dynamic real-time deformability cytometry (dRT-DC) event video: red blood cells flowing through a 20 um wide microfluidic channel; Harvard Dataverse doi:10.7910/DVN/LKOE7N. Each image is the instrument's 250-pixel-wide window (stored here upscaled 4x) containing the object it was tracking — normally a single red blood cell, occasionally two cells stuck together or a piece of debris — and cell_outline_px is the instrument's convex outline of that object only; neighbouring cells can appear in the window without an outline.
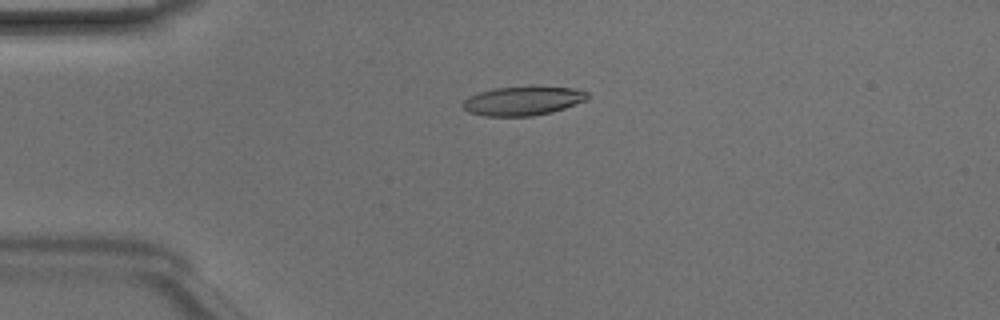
{"species": "Egyptian fruit bat (a non-hibernating species)", "species_latin": "Rousettus aegyptiacus", "temperature_condition": "room temperature", "stored_images_in_passage": 48, "camera_frame_rate_fps": 3000, "um_per_image_px": 0.085, "animal": {"sex": "male"}, "frame": {"image": 1, "passage_image": 12, "time_ms": 3.667, "image_size_px": [1000, 320], "cell_outline_px": [[592, 96], [588, 100], [552, 112], [532, 116], [484, 116], [468, 112], [460, 104], [468, 96], [492, 88], [572, 88], [588, 92]], "centroid_in_image_um": [44.43, 8.6], "position_along_channel_um": 40.6, "area_um2": 20.81}}
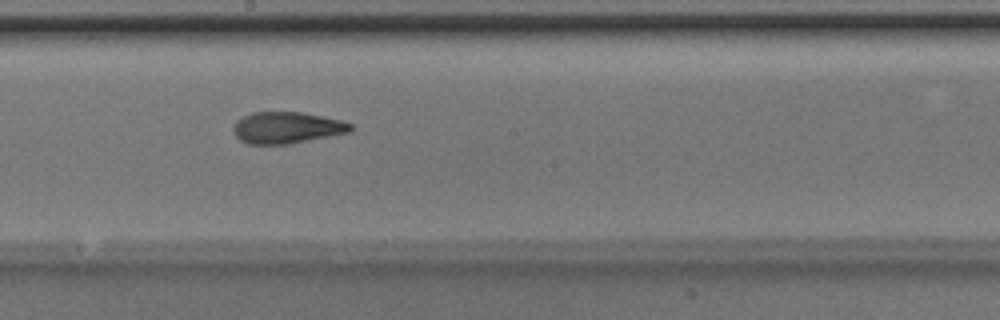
{"frame": {"image": 2, "passage_image": 27, "time_ms": 8.667, "image_size_px": [1000, 320], "cell_outline_px": [[352, 132], [288, 144], [248, 144], [240, 140], [232, 132], [232, 128], [236, 120], [252, 112], [300, 112], [324, 116], [340, 120], [352, 124]], "centroid_in_image_um": [24.37, 10.85], "position_along_channel_um": 223.8, "area_um2": 21.68}}
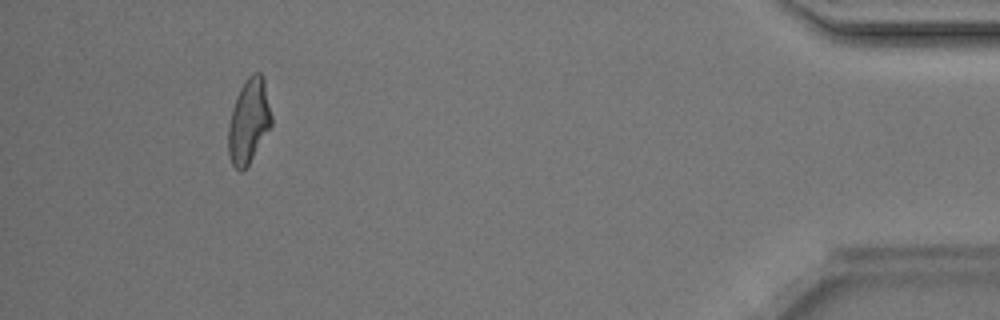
{"frame": {"image": 3, "passage_image": 45, "time_ms": 14.667, "image_size_px": [1000, 320], "cell_outline_px": [[272, 124], [248, 164], [240, 172], [232, 164], [228, 152], [228, 128], [232, 108], [240, 88], [248, 76], [252, 72], [260, 72], [264, 80], [272, 116]], "centroid_in_image_um": [21.14, 10.27], "position_along_channel_um": 414.1, "area_um2": 20.98}, "authors_computed_cell_mechanics": {"area_um2": 21.3571, "velocity_mm_per_s": 4.2272, "shape_relaxation_time_tau1_ms": 6.792, "shape_relaxation_time_tau2_ms": 2.1807, "deformation_change_tau1": 0.2202, "deformation_change_tau2": 0.096}}